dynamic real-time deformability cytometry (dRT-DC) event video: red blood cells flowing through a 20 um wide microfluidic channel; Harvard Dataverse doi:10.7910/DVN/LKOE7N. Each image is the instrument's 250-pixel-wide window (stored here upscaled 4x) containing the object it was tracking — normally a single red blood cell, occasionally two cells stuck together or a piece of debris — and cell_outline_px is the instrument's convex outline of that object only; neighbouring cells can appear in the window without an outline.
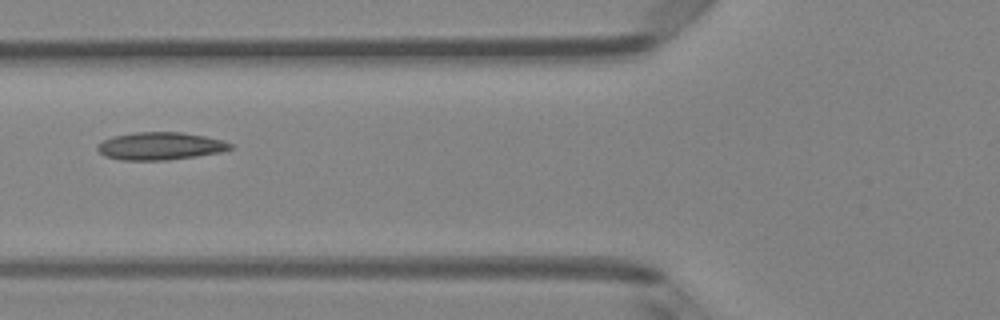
{"species": "Egyptian fruit bat (a non-hibernating species)", "species_latin": "Rousettus aegyptiacus", "temperature_condition": "room temperature", "stored_images_in_passage": 6, "camera_frame_rate_fps": 3000, "um_per_image_px": 0.085, "animal": {"sex": "female"}, "frame": {"image": 1, "passage_image": 6, "time_ms": 1.667, "image_size_px": [1000, 320], "cell_outline_px": [[232, 148], [220, 152], [196, 156], [168, 160], [120, 160], [104, 156], [96, 148], [96, 144], [112, 136], [136, 132], [180, 132], [204, 136], [224, 140], [232, 144]], "centroid_in_image_um": [13.59, 12.41], "position_along_channel_um": 112.2, "area_um2": 21.44}}